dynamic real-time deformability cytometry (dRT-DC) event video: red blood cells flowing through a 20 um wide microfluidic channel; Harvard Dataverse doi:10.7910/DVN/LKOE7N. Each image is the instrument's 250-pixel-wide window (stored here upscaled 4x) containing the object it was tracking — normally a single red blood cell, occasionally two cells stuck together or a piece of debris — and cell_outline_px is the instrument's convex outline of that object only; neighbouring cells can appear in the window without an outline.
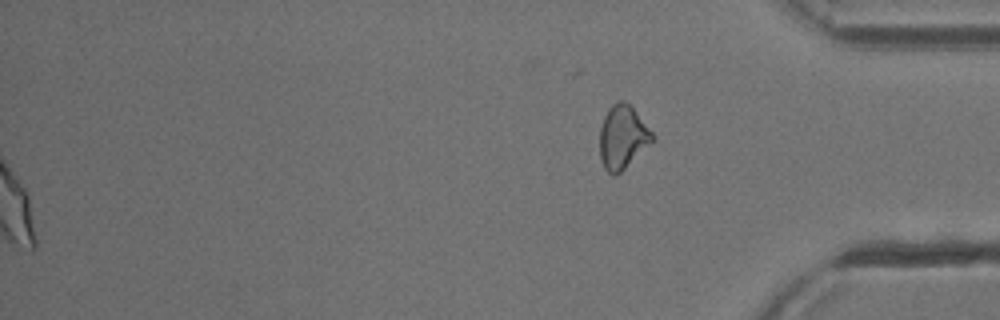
{"species": "common noctule bat (a hibernating species)", "species_latin": "Nyctalus noctula", "temperature_condition": "cold", "stored_images_in_passage": 55, "segment_of_instrument_passage": [2, 2], "camera_frame_rate_fps": 3000, "um_per_image_px": 0.085, "animal": {"sex": "male", "body_mass_g": 13.3}, "frame": {"image": 1, "passage_image": 55, "time_ms": 18.0, "image_size_px": [1000, 320], "cell_outline_px": [[656, 140], [620, 172], [612, 176], [604, 168], [600, 160], [600, 128], [604, 116], [608, 108], [616, 100], [620, 100], [628, 104], [636, 112], [656, 136]], "centroid_in_image_um": [52.93, 11.66], "position_along_channel_um": 382.3, "area_um2": 19.59}}